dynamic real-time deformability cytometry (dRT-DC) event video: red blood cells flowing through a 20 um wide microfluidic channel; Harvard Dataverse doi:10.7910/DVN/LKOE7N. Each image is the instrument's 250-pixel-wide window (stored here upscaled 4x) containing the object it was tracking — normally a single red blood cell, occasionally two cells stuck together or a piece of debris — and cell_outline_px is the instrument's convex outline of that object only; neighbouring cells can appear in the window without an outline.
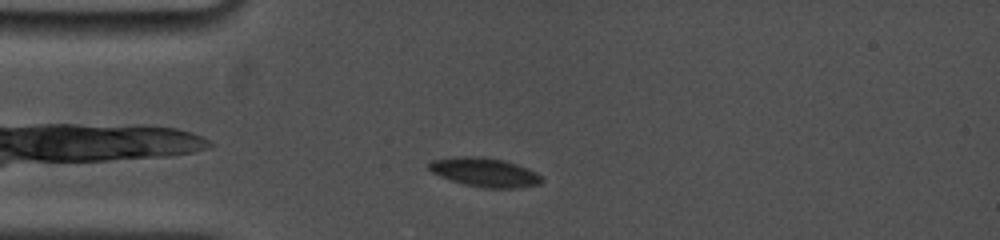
{"species": "common noctule bat (a hibernating species)", "species_latin": "Nyctalus noctula", "temperature_condition": "cold", "stored_images_in_passage": 7, "camera_frame_rate_fps": 5000, "um_per_image_px": 0.085, "animal": {"sex": "female", "body_mass_g": 19.0, "forearm_length_mm": 53.3}, "frame": {"image": 1, "passage_image": 4, "time_ms": 1.4, "image_size_px": [1000, 240], "cell_outline_px": [[544, 180], [540, 184], [516, 188], [484, 188], [464, 184], [440, 176], [432, 172], [428, 168], [428, 164], [432, 160], [456, 156], [480, 156], [504, 160], [528, 168], [536, 172]], "centroid_in_image_um": [41.2, 14.64], "position_along_channel_um": 43.8, "area_um2": 19.07}}
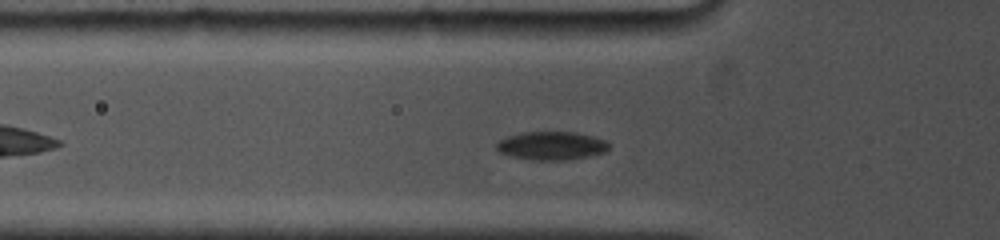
{"frame": {"image": 2, "passage_image": 7, "time_ms": 2.8, "image_size_px": [1000, 240], "cell_outline_px": [[608, 148], [604, 152], [588, 156], [564, 160], [532, 160], [512, 156], [500, 152], [496, 148], [496, 144], [500, 140], [508, 136], [524, 132], [576, 132], [608, 140]], "centroid_in_image_um": [46.89, 12.38], "position_along_channel_um": 78.9, "area_um2": 18.44}}